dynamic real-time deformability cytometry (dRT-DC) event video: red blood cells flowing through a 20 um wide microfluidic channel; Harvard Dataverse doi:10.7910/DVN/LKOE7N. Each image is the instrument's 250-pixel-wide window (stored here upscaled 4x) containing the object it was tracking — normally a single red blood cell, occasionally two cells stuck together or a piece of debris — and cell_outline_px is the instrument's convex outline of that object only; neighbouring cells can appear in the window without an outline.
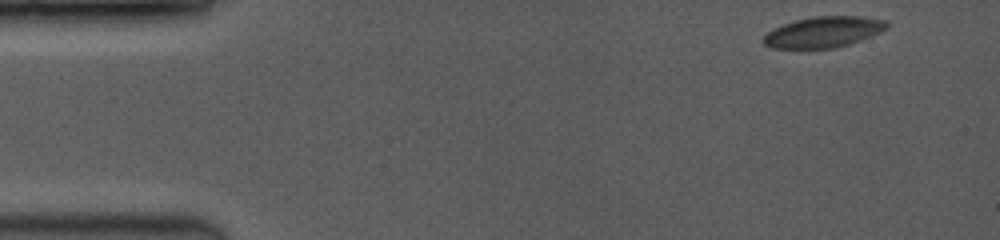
{"species": "common noctule bat (a hibernating species)", "species_latin": "Nyctalus noctula", "temperature_condition": "room temperature", "stored_images_in_passage": 52, "camera_frame_rate_fps": 3500, "um_per_image_px": 0.085, "animal": {"sex": "female", "body_mass_g": 19.0, "forearm_length_mm": 53.3}, "frame": {"image": 1, "passage_image": 1, "time_ms": 0.0, "image_size_px": [1000, 240], "cell_outline_px": [[888, 28], [880, 32], [860, 40], [848, 44], [832, 48], [772, 48], [764, 44], [760, 40], [768, 32], [784, 24], [796, 20], [816, 16], [860, 16], [884, 20], [888, 24]], "centroid_in_image_um": [69.98, 2.72], "position_along_channel_um": 15.0, "area_um2": 21.91}}
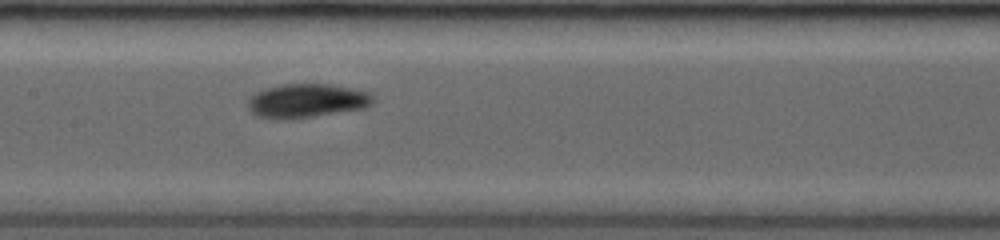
{"frame": {"image": 2, "passage_image": 22, "time_ms": 6.857, "image_size_px": [1000, 240], "cell_outline_px": [[372, 104], [364, 108], [312, 116], [284, 120], [280, 120], [256, 116], [248, 108], [248, 100], [256, 92], [264, 88], [284, 84], [328, 84], [368, 92], [372, 96]], "centroid_in_image_um": [26.01, 8.57], "position_along_channel_um": 181.4, "area_um2": 24.45}}
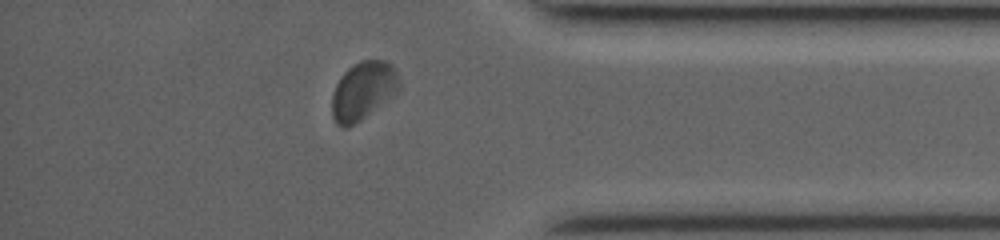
{"frame": {"image": 3, "passage_image": 44, "time_ms": 12.571, "image_size_px": [1000, 240], "cell_outline_px": [[400, 88], [396, 92], [360, 120], [344, 128], [340, 128], [336, 124], [332, 116], [332, 92], [340, 76], [352, 64], [360, 60], [384, 60], [392, 64], [396, 68], [400, 80]], "centroid_in_image_um": [30.85, 7.67], "position_along_channel_um": 404.4, "area_um2": 22.77}, "authors_computed_cell_mechanics": {"area_um2": 23.12, "velocity_mm_per_s": 4.0337, "shape_relaxation_time_tau1_ms": 3.5224, "shape_relaxation_time_tau2_ms": 1.0185, "deformation_change_tau1": 0.0928, "deformation_change_tau2": 0.0434}}